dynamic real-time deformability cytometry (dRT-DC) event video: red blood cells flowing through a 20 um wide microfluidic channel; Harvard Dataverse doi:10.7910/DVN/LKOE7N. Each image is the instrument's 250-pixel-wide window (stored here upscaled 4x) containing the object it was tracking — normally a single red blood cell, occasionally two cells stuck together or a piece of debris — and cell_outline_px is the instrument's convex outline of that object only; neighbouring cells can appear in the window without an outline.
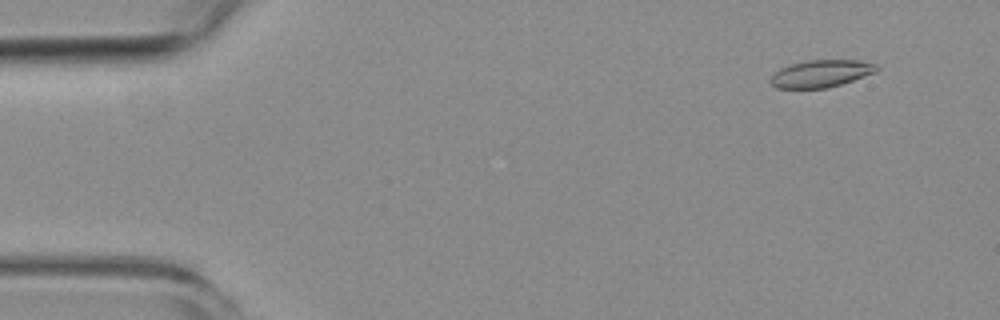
{"species": "common noctule bat (a hibernating species)", "species_latin": "Nyctalus noctula", "temperature_condition": "room temperature", "stored_images_in_passage": 9, "camera_frame_rate_fps": 3000, "um_per_image_px": 0.085, "animal": {"sex": "female", "body_mass_g": 19.3, "forearm_length_mm": 54.1}, "frame": {"image": 1, "passage_image": 1, "time_ms": 0.0, "image_size_px": [1000, 320], "cell_outline_px": [[880, 68], [876, 72], [828, 88], [776, 88], [768, 80], [780, 68], [792, 64], [808, 60], [860, 60], [880, 64]], "centroid_in_image_um": [69.83, 6.24], "position_along_channel_um": 15.2, "area_um2": 16.88}}
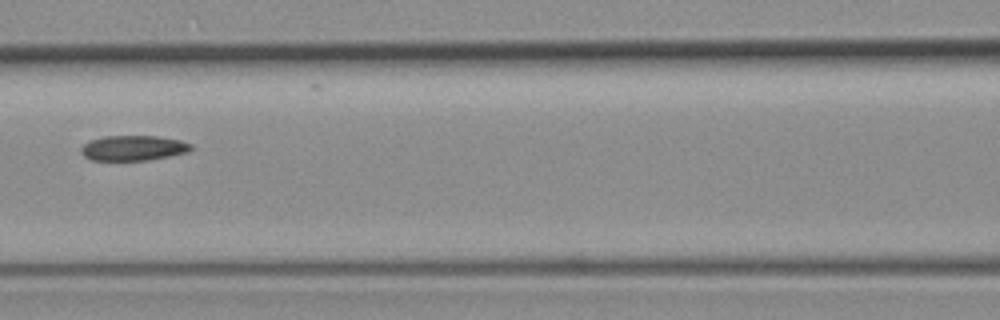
{"frame": {"image": 2, "passage_image": 6, "time_ms": 6.667, "image_size_px": [1000, 320], "cell_outline_px": [[192, 148], [188, 152], [148, 160], [92, 160], [84, 156], [80, 152], [80, 148], [84, 144], [92, 140], [104, 136], [156, 136], [180, 140], [192, 144]], "centroid_in_image_um": [11.32, 12.58], "position_along_channel_um": 155.3, "area_um2": 16.01}}
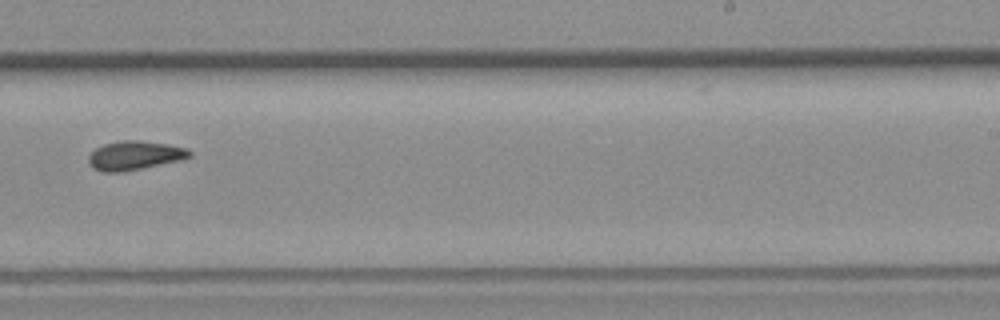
{"frame": {"image": 3, "passage_image": 9, "time_ms": 10.0, "image_size_px": [1000, 320], "cell_outline_px": [[192, 156], [184, 160], [124, 172], [104, 172], [92, 168], [88, 164], [88, 156], [96, 148], [104, 144], [120, 140], [140, 140], [168, 144], [188, 148], [192, 152]], "centroid_in_image_um": [11.48, 13.22], "position_along_channel_um": 277.5, "area_um2": 17.46}}